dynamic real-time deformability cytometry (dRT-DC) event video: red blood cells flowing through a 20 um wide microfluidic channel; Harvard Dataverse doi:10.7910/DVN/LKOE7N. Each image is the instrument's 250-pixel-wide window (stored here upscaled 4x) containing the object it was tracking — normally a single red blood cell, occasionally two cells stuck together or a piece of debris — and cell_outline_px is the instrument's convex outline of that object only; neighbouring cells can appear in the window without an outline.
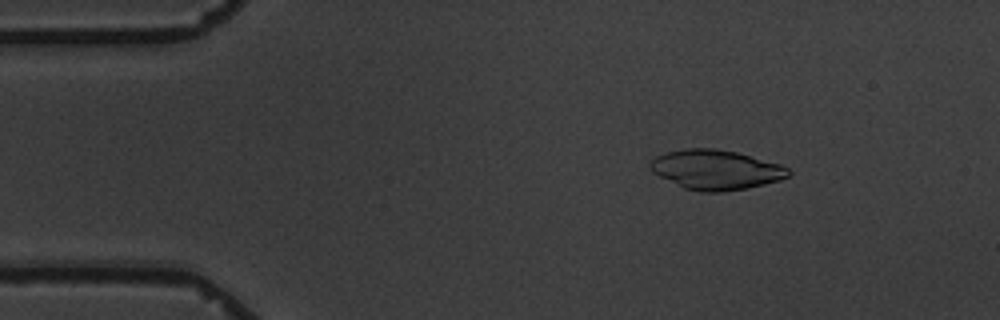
{"species": "common noctule bat (a hibernating species)", "species_latin": "Nyctalus noctula", "temperature_condition": "warm", "stored_images_in_passage": 5, "camera_frame_rate_fps": 3000, "um_per_image_px": 0.085, "animal": {"sex": "male", "body_mass_g": 19.5, "forearm_length_mm": 54.6}, "frame": {"image": 1, "passage_image": 3, "time_ms": 2.333, "image_size_px": [1000, 320], "cell_outline_px": [[792, 172], [788, 176], [780, 180], [764, 184], [724, 192], [700, 192], [684, 188], [652, 172], [648, 168], [648, 164], [656, 156], [668, 152], [684, 148], [716, 148], [736, 152], [780, 164], [788, 168]], "centroid_in_image_um": [60.83, 14.42], "position_along_channel_um": 24.2, "area_um2": 31.91}}